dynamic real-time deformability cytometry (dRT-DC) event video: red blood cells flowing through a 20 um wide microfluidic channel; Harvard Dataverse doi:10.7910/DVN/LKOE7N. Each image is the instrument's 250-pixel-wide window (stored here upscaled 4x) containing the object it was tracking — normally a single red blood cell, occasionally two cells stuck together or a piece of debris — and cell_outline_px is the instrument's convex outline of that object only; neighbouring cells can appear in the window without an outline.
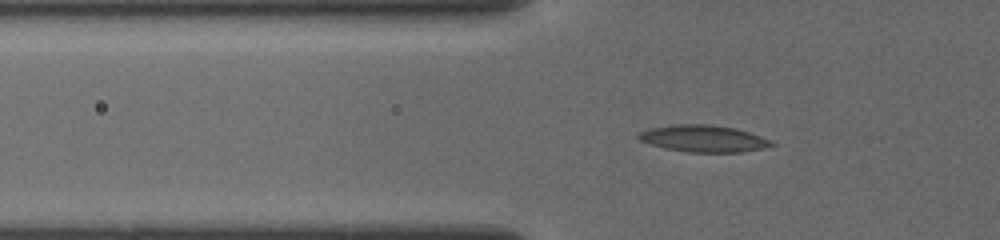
{"species": "common noctule bat (a hibernating species)", "species_latin": "Nyctalus noctula", "temperature_condition": "cold", "stored_images_in_passage": 51, "camera_frame_rate_fps": 3000, "um_per_image_px": 0.085, "animal": {"sex": "female", "body_mass_g": 19.5, "forearm_length_mm": 54.1}, "frame": {"image": 1, "passage_image": 23, "time_ms": 6.333, "image_size_px": [1000, 240], "cell_outline_px": [[776, 144], [764, 148], [740, 152], [688, 152], [664, 148], [640, 140], [636, 136], [636, 132], [648, 128], [676, 124], [708, 124], [736, 128], [760, 136]], "centroid_in_image_um": [59.74, 11.77], "position_along_channel_um": 66.1, "area_um2": 20.75}}
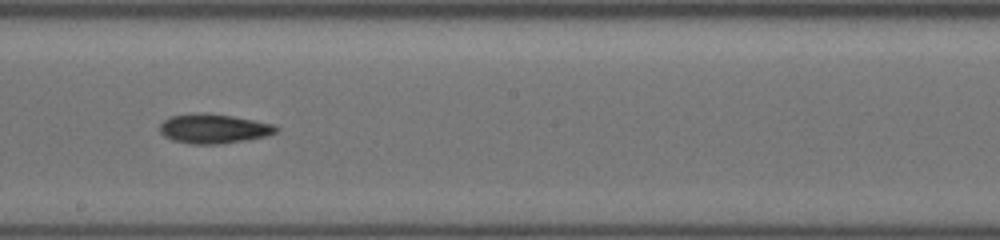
{"frame": {"image": 2, "passage_image": 39, "time_ms": 10.667, "image_size_px": [1000, 240], "cell_outline_px": [[280, 128], [276, 132], [264, 136], [248, 140], [220, 144], [192, 144], [172, 140], [164, 136], [160, 132], [160, 124], [164, 120], [172, 116], [232, 116], [272, 124]], "centroid_in_image_um": [18.19, 11.0], "position_along_channel_um": 230.0, "area_um2": 18.96}}
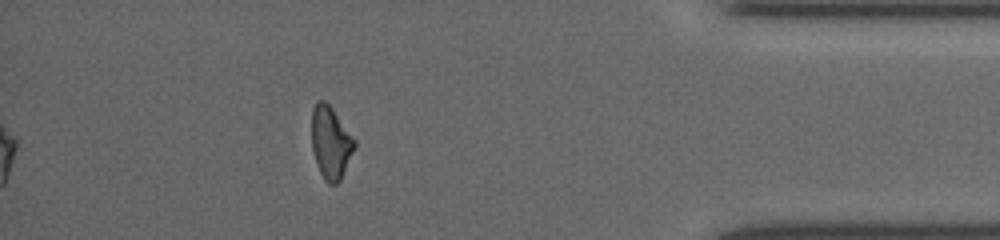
{"frame": {"image": 3, "passage_image": 51, "time_ms": 16.0, "image_size_px": [1000, 240], "cell_outline_px": [[356, 144], [340, 180], [336, 184], [328, 184], [324, 180], [320, 172], [312, 148], [312, 108], [316, 100], [324, 100], [332, 108], [356, 140]], "centroid_in_image_um": [28.1, 12.09], "position_along_channel_um": 407.1, "area_um2": 17.92}}